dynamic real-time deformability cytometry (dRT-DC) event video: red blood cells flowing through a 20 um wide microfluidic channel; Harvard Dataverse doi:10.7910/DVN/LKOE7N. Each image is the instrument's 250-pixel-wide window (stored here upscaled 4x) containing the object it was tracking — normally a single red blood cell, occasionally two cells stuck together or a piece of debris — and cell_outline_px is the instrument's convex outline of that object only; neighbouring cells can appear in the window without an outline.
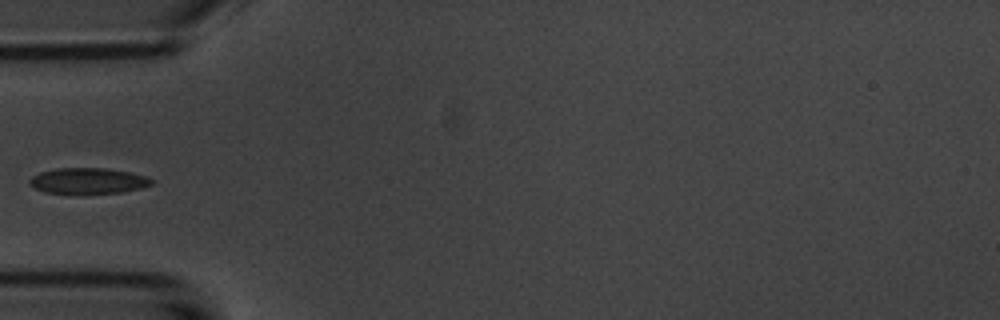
{"species": "common noctule bat (a hibernating species)", "species_latin": "Nyctalus noctula", "temperature_condition": "room temperature", "stored_images_in_passage": 6, "camera_frame_rate_fps": 3000, "um_per_image_px": 0.085, "animal": {"sex": "male", "body_mass_g": 20.1, "forearm_length_mm": 53.5}, "frame": {"image": 1, "passage_image": 6, "time_ms": 6.0, "image_size_px": [1000, 320], "cell_outline_px": [[152, 184], [140, 188], [124, 192], [44, 192], [28, 184], [28, 180], [32, 176], [40, 172], [56, 168], [104, 168], [132, 172], [148, 176], [152, 180]], "centroid_in_image_um": [7.49, 15.34], "position_along_channel_um": 77.5, "area_um2": 18.03}}